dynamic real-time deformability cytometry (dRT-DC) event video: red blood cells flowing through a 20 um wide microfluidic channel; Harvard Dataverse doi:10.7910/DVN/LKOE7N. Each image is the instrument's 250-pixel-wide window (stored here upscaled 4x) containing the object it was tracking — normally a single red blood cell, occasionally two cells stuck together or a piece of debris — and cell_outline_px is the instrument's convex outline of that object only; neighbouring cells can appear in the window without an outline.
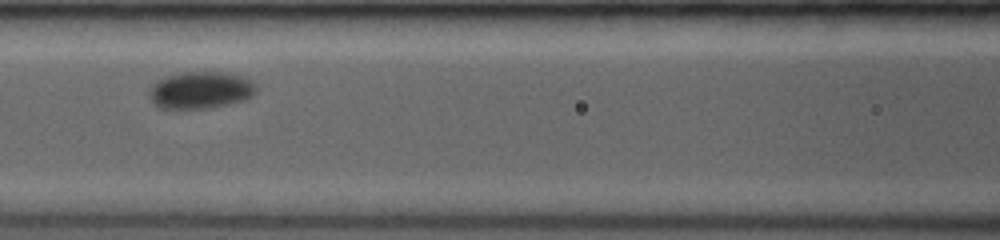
{"species": "common noctule bat (a hibernating species)", "species_latin": "Nyctalus noctula", "temperature_condition": "room temperature", "stored_images_in_passage": 16, "camera_frame_rate_fps": 3500, "um_per_image_px": 0.085, "animal": {"sex": "female", "body_mass_g": 19.0, "forearm_length_mm": 53.3}, "frame": {"image": 1, "passage_image": 4, "time_ms": 3.429, "image_size_px": [1000, 240], "cell_outline_px": [[256, 92], [252, 96], [244, 100], [232, 104], [208, 108], [160, 108], [152, 104], [148, 92], [152, 84], [156, 80], [180, 72], [224, 72], [240, 76], [252, 80], [256, 84]], "centroid_in_image_um": [17.04, 7.66], "position_along_channel_um": 149.6, "area_um2": 23.35}}
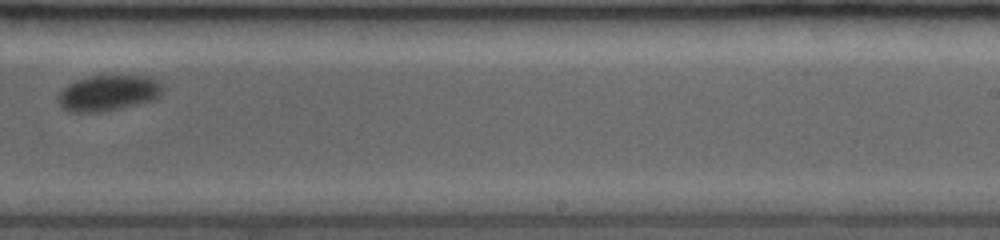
{"frame": {"image": 2, "passage_image": 10, "time_ms": 6.857, "image_size_px": [1000, 240], "cell_outline_px": [[164, 92], [160, 96], [152, 100], [120, 108], [100, 112], [68, 112], [60, 108], [56, 100], [56, 96], [68, 84], [76, 80], [88, 76], [148, 76], [160, 80], [164, 88]], "centroid_in_image_um": [9.18, 7.91], "position_along_channel_um": 279.8, "area_um2": 22.14}}
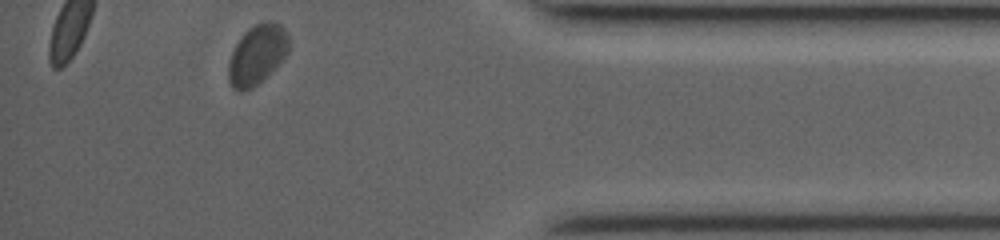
{"frame": {"image": 3, "passage_image": 16, "time_ms": 10.857, "image_size_px": [1000, 240], "cell_outline_px": [[288, 52], [252, 88], [240, 92], [232, 88], [228, 80], [228, 64], [232, 52], [236, 44], [244, 32], [248, 28], [256, 24], [280, 24], [288, 32]], "centroid_in_image_um": [21.81, 4.66], "position_along_channel_um": 413.4, "area_um2": 20.23}}